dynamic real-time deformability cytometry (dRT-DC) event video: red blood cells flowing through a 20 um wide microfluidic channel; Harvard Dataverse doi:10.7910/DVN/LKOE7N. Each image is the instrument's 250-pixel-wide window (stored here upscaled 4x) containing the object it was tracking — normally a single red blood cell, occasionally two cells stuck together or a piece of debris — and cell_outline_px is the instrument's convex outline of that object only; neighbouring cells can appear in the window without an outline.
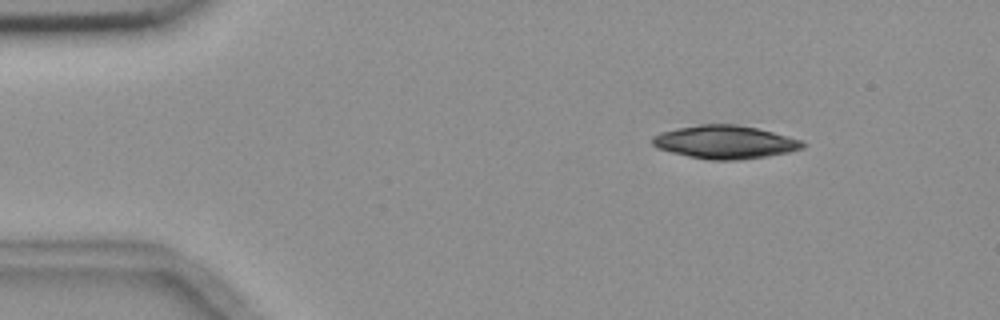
{"species": "common noctule bat (a hibernating species)", "species_latin": "Nyctalus noctula", "temperature_condition": "room temperature", "stored_images_in_passage": 1, "camera_frame_rate_fps": 3000, "um_per_image_px": 0.085, "animal": {"sex": "female", "body_mass_g": 18.4}, "frame": {"image": 1, "passage_image": 1, "time_ms": 0.0, "image_size_px": [1000, 320], "cell_outline_px": [[808, 144], [804, 148], [788, 152], [768, 156], [740, 160], [708, 160], [688, 156], [656, 148], [652, 144], [652, 136], [660, 132], [676, 128], [700, 124], [736, 124], [756, 128], [804, 140]], "centroid_in_image_um": [61.64, 12.08], "position_along_channel_um": 23.4, "area_um2": 29.3}}